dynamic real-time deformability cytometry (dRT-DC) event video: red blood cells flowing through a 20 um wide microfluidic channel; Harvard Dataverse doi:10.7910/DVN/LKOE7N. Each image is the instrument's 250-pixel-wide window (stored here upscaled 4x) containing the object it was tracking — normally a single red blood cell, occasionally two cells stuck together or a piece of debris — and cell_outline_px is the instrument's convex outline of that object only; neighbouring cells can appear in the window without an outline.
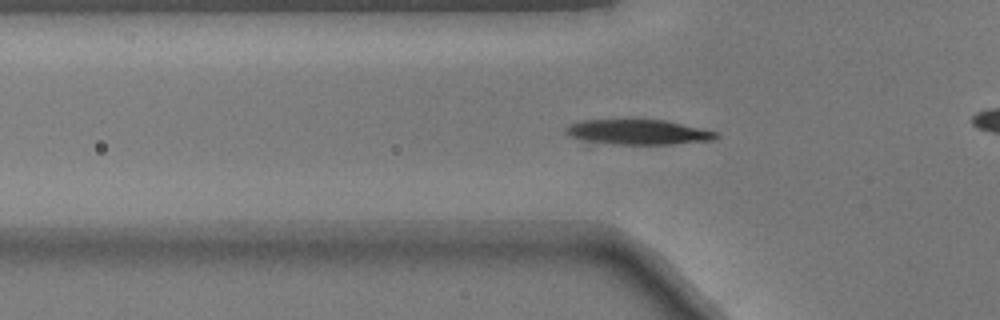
{"species": "common noctule bat (a hibernating species)", "species_latin": "Nyctalus noctula", "temperature_condition": "warm", "stored_images_in_passage": 42, "camera_frame_rate_fps": 3000, "um_per_image_px": 0.085, "animal": {"sex": "male", "body_mass_g": 17.9}, "frame": {"image": 1, "passage_image": 16, "time_ms": 5.0, "image_size_px": [1000, 320], "cell_outline_px": [[720, 136], [716, 140], [672, 144], [616, 144], [584, 140], [572, 136], [568, 132], [568, 128], [572, 124], [584, 120], [664, 120], [700, 128], [716, 132]], "centroid_in_image_um": [54.36, 11.23], "position_along_channel_um": 71.4, "area_um2": 21.33}}
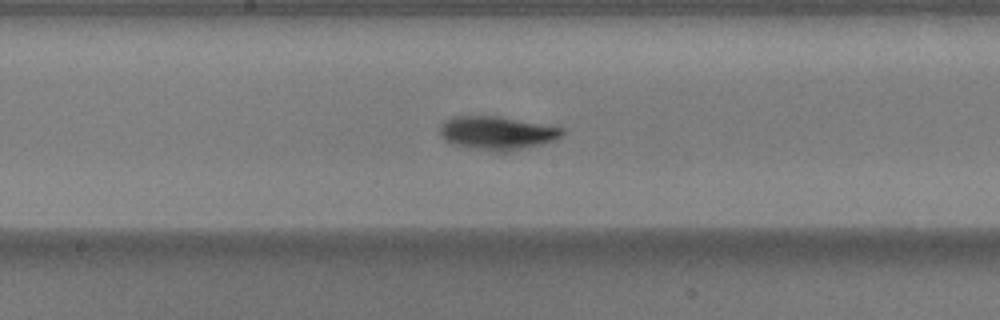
{"frame": {"image": 2, "passage_image": 26, "time_ms": 8.333, "image_size_px": [1000, 320], "cell_outline_px": [[564, 136], [556, 140], [508, 152], [492, 152], [456, 144], [444, 140], [440, 136], [440, 124], [444, 120], [452, 116], [496, 116], [564, 128]], "centroid_in_image_um": [42.24, 11.31], "position_along_channel_um": 206.0, "area_um2": 23.81}}
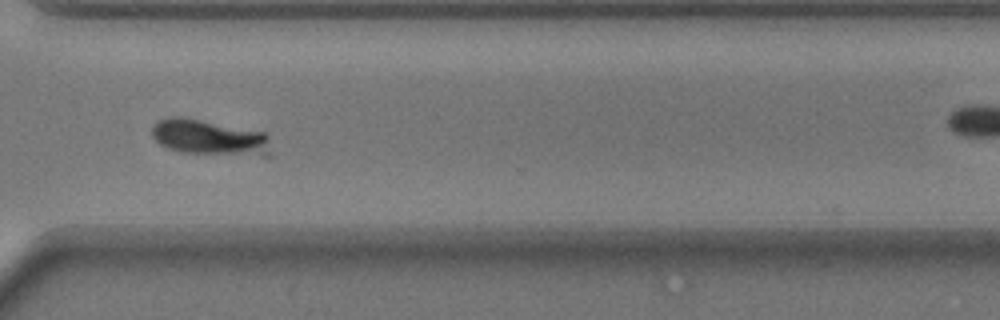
{"frame": {"image": 3, "passage_image": 37, "time_ms": 12.0, "image_size_px": [1000, 320], "cell_outline_px": [[272, 156], [260, 156], [180, 152], [168, 148], [160, 144], [152, 136], [152, 128], [160, 120], [168, 116], [180, 116], [268, 132]], "centroid_in_image_um": [17.87, 11.69], "position_along_channel_um": 352.7, "area_um2": 25.03}}